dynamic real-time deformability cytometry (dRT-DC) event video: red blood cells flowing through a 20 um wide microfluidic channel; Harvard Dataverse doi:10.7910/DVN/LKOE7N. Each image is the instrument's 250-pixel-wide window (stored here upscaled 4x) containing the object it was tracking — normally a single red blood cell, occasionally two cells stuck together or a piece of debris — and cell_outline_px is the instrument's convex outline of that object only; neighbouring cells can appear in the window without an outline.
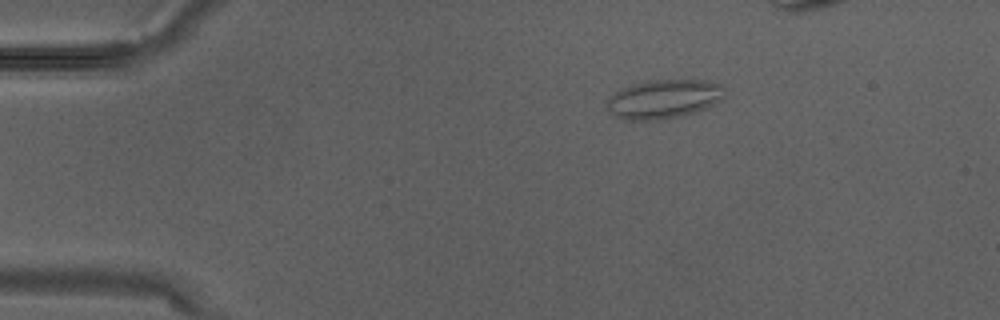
{"species": "Egyptian fruit bat (a non-hibernating species)", "species_latin": "Rousettus aegyptiacus", "temperature_condition": "warm", "stored_images_in_passage": 4, "camera_frame_rate_fps": 3000, "um_per_image_px": 0.085, "animal": {"sex": "male"}, "frame": {"image": 1, "passage_image": 2, "time_ms": 0.333, "image_size_px": [1000, 320], "cell_outline_px": [[724, 96], [720, 100], [704, 108], [680, 116], [660, 120], [624, 120], [608, 112], [604, 108], [608, 96], [620, 88], [632, 84], [648, 80], [704, 80], [720, 84]], "centroid_in_image_um": [56.3, 8.42], "position_along_channel_um": 28.7, "area_um2": 26.82}}